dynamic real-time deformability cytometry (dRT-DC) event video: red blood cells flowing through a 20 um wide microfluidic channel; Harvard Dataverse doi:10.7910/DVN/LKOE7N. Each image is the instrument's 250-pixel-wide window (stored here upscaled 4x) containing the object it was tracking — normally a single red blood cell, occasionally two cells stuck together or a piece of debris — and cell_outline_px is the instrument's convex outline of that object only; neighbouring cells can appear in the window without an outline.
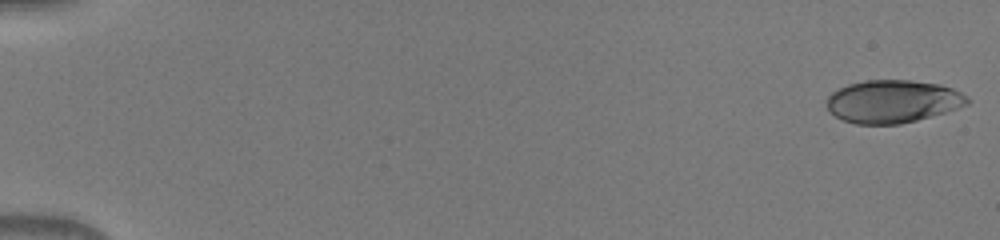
{"species": "human", "species_latin": "Homo sapiens", "temperature_condition": "warm", "stored_images_in_passage": 50, "camera_frame_rate_fps": 3000, "um_per_image_px": 0.085, "donor": {"sex": "male"}, "frame": {"image": 1, "passage_image": 1, "time_ms": 0.0, "image_size_px": [1000, 240], "cell_outline_px": [[972, 100], [968, 104], [944, 112], [916, 120], [900, 124], [856, 124], [844, 120], [836, 116], [828, 108], [828, 96], [832, 92], [848, 84], [864, 80], [912, 80], [940, 84], [952, 88], [968, 96]], "centroid_in_image_um": [75.91, 8.61], "position_along_channel_um": 9.1, "area_um2": 34.91}}
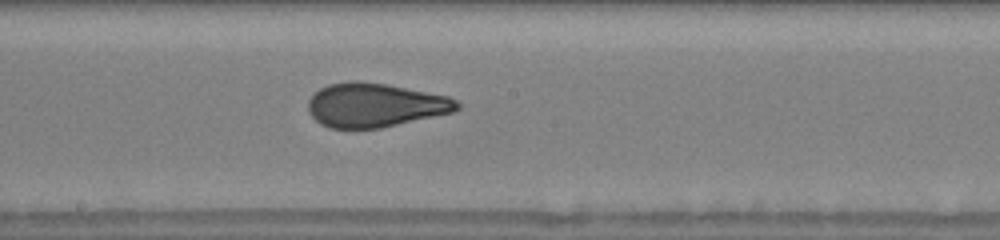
{"frame": {"image": 2, "passage_image": 29, "time_ms": 9.333, "image_size_px": [1000, 240], "cell_outline_px": [[460, 108], [452, 112], [380, 128], [328, 128], [320, 124], [308, 112], [308, 100], [320, 88], [328, 84], [348, 80], [356, 80], [388, 84], [448, 96], [456, 100], [460, 104]], "centroid_in_image_um": [31.85, 8.92], "position_along_channel_um": 216.4, "area_um2": 38.21}}
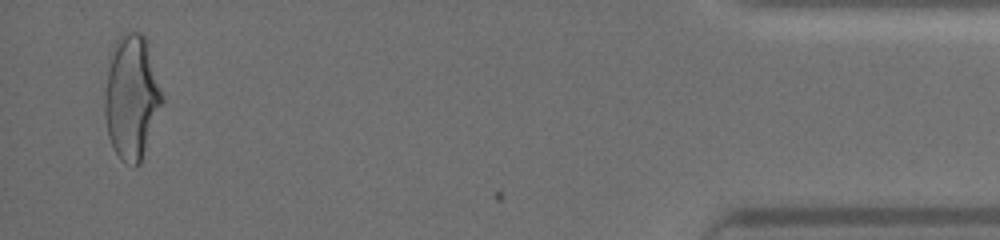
{"frame": {"image": 3, "passage_image": 49, "time_ms": 16.0, "image_size_px": [1000, 240], "cell_outline_px": [[164, 100], [140, 164], [136, 168], [132, 168], [120, 160], [112, 148], [108, 136], [104, 116], [104, 92], [108, 56], [116, 40], [124, 32], [140, 32], [148, 40], [164, 96]], "centroid_in_image_um": [11.18, 8.26], "position_along_channel_um": 424.0, "area_um2": 42.77}}